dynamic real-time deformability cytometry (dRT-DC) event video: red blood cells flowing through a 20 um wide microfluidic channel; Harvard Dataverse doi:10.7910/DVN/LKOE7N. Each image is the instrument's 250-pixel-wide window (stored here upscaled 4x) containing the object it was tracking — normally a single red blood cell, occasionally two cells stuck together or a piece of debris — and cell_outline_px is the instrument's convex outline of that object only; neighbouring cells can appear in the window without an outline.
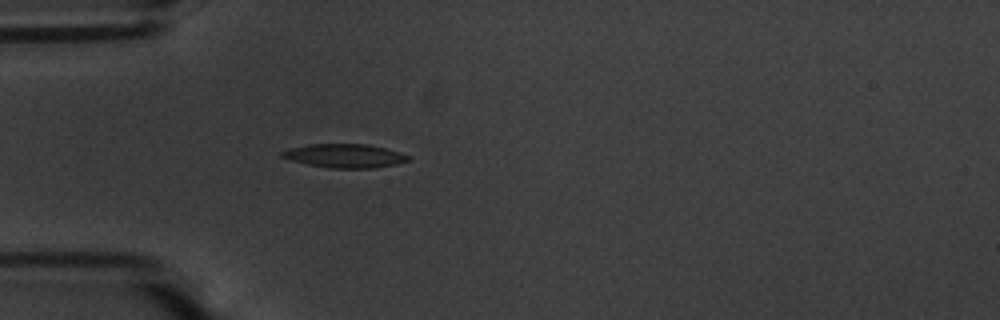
{"species": "common noctule bat (a hibernating species)", "species_latin": "Nyctalus noctula", "temperature_condition": "warm", "stored_images_in_passage": 40, "camera_frame_rate_fps": 3000, "um_per_image_px": 0.085, "animal": {"sex": "male", "body_mass_g": 20.1, "forearm_length_mm": 53.5}, "frame": {"image": 1, "passage_image": 1, "time_ms": 0.0, "image_size_px": [1000, 320], "cell_outline_px": [[412, 156], [408, 160], [396, 164], [376, 168], [328, 168], [288, 160], [280, 156], [280, 152], [288, 148], [308, 144], [368, 144], [400, 152]], "centroid_in_image_um": [29.27, 13.24], "position_along_channel_um": 55.7, "area_um2": 17.63}}
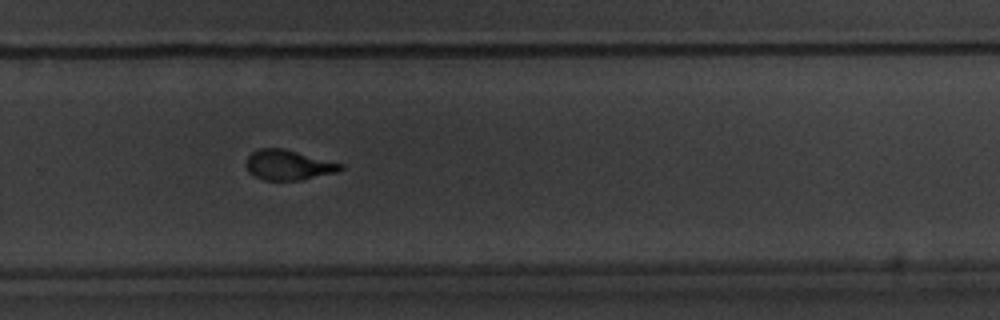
{"frame": {"image": 2, "passage_image": 22, "time_ms": 7.0, "image_size_px": [1000, 320], "cell_outline_px": [[344, 168], [336, 172], [300, 180], [264, 180], [248, 172], [244, 164], [248, 156], [252, 152], [260, 148], [284, 148], [344, 164]], "centroid_in_image_um": [24.49, 14.01], "position_along_channel_um": 305.3, "area_um2": 16.59}}
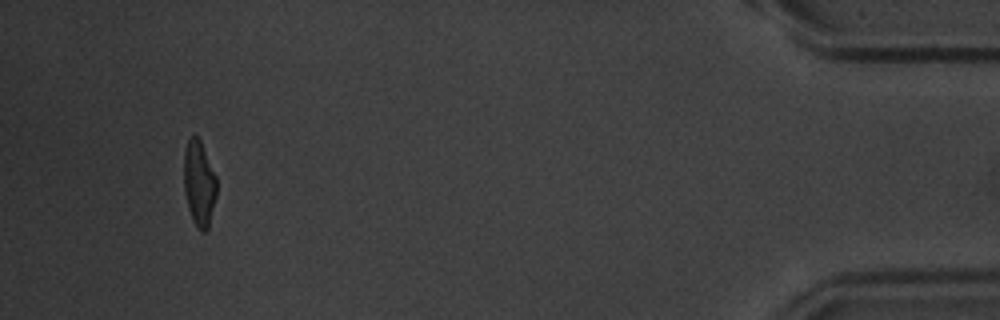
{"frame": {"image": 3, "passage_image": 37, "time_ms": 12.0, "image_size_px": [1000, 320], "cell_outline_px": [[216, 196], [208, 228], [204, 232], [200, 232], [196, 228], [188, 208], [184, 192], [184, 152], [188, 140], [192, 136], [196, 136], [200, 140], [216, 176]], "centroid_in_image_um": [16.92, 15.63], "position_along_channel_um": 418.3, "area_um2": 16.24}, "authors_computed_cell_mechanics": {"area_um2": 17.34, "velocity_mm_per_s": 3.6438, "shape_relaxation_time_tau1_ms": 3.2745, "shape_relaxation_time_tau2_ms": 1.1045, "deformation_change_tau1": 0.1649, "deformation_change_tau2": 0.0753}}